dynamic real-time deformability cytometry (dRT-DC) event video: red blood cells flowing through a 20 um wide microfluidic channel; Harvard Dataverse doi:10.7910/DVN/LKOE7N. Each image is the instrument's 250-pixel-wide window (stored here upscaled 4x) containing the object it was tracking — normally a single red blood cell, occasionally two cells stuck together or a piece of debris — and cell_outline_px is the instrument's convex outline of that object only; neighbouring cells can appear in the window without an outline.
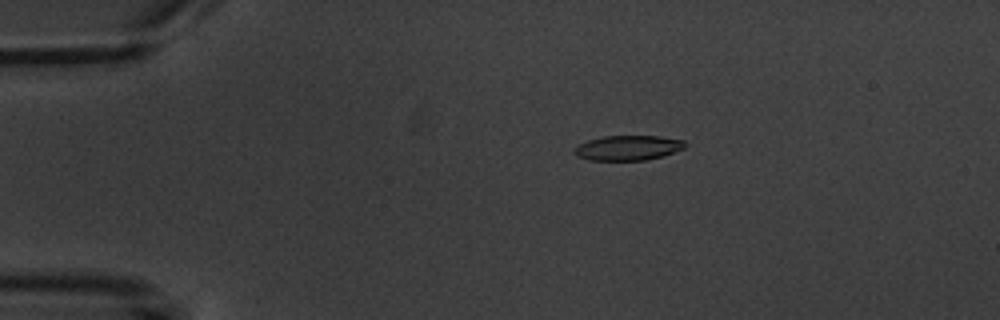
{"species": "common noctule bat (a hibernating species)", "species_latin": "Nyctalus noctula", "temperature_condition": "warm", "stored_images_in_passage": 7, "camera_frame_rate_fps": 3000, "um_per_image_px": 0.085, "animal": {"sex": "male", "body_mass_g": 20.1, "forearm_length_mm": 53.5}, "frame": {"image": 1, "passage_image": 4, "time_ms": 3.333, "image_size_px": [1000, 320], "cell_outline_px": [[688, 144], [684, 148], [660, 156], [644, 160], [588, 160], [576, 156], [572, 152], [572, 148], [588, 140], [604, 136], [660, 136], [684, 140]], "centroid_in_image_um": [53.33, 12.56], "position_along_channel_um": 31.7, "area_um2": 16.07}}
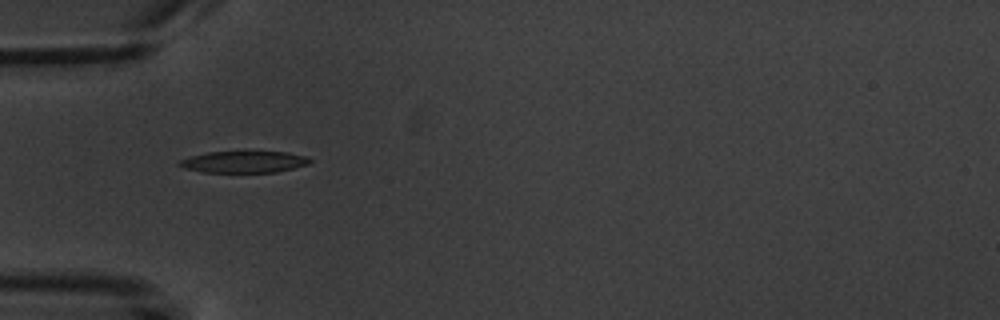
{"frame": {"image": 2, "passage_image": 6, "time_ms": 5.667, "image_size_px": [1000, 320], "cell_outline_px": [[312, 160], [308, 164], [276, 172], [200, 172], [184, 168], [176, 164], [180, 160], [192, 156], [208, 152], [288, 152], [304, 156]], "centroid_in_image_um": [20.7, 13.76], "position_along_channel_um": 64.3, "area_um2": 16.24}}